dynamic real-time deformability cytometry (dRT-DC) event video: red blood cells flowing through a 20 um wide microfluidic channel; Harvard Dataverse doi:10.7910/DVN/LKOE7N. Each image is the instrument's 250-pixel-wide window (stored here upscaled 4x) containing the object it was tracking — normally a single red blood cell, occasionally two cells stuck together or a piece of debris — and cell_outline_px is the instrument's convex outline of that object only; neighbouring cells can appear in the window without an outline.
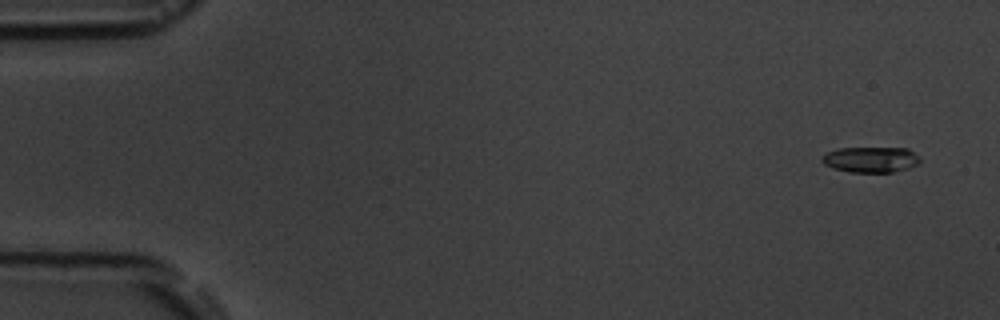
{"species": "common noctule bat (a hibernating species)", "species_latin": "Nyctalus noctula", "temperature_condition": "room temperature", "stored_images_in_passage": 5, "camera_frame_rate_fps": 3000, "um_per_image_px": 0.085, "animal": {"sex": "male", "body_mass_g": 19.5, "forearm_length_mm": 54.6}, "frame": {"image": 1, "passage_image": 1, "time_ms": 0.0, "image_size_px": [1000, 320], "cell_outline_px": [[920, 160], [916, 164], [908, 168], [892, 172], [848, 172], [832, 168], [824, 164], [820, 160], [820, 156], [836, 148], [908, 148]], "centroid_in_image_um": [73.93, 13.56], "position_along_channel_um": 11.1, "area_um2": 14.62}}
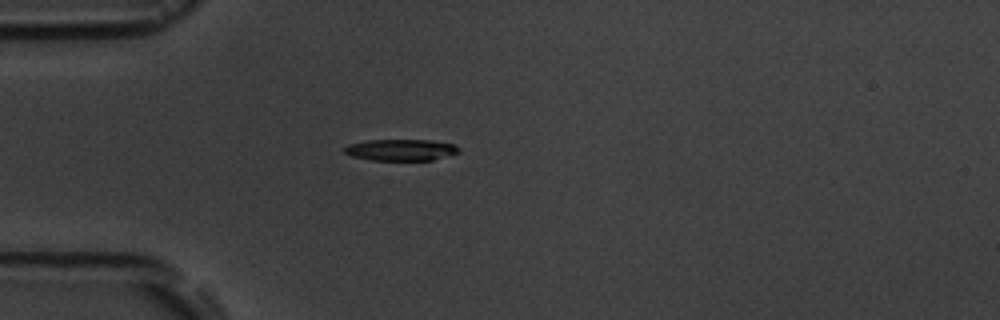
{"frame": {"image": 2, "passage_image": 4, "time_ms": 4.333, "image_size_px": [1000, 320], "cell_outline_px": [[460, 152], [432, 160], [372, 160], [352, 156], [344, 152], [344, 148], [348, 144], [368, 140], [432, 140], [456, 144], [460, 148]], "centroid_in_image_um": [34.11, 12.73], "position_along_channel_um": 50.9, "area_um2": 14.33}}